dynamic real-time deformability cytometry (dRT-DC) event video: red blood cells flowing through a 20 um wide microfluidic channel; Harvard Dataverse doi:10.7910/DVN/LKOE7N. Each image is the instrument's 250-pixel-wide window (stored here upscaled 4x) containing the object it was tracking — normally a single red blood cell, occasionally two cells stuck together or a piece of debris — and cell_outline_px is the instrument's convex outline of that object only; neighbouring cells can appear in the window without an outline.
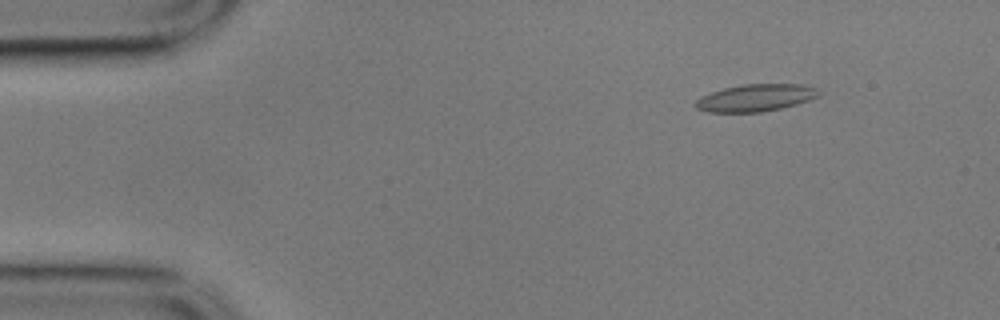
{"species": "common noctule bat (a hibernating species)", "species_latin": "Nyctalus noctula", "temperature_condition": "cold", "stored_images_in_passage": 49, "camera_frame_rate_fps": 3000, "um_per_image_px": 0.085, "animal": {"sex": "male", "body_mass_g": 17.9}, "frame": {"image": 1, "passage_image": 6, "time_ms": 1.667, "image_size_px": [1000, 320], "cell_outline_px": [[820, 96], [796, 104], [780, 108], [760, 112], [708, 112], [696, 108], [692, 104], [700, 96], [724, 88], [744, 84], [800, 84], [816, 88], [820, 92]], "centroid_in_image_um": [64.2, 8.31], "position_along_channel_um": 20.8, "area_um2": 19.48}}
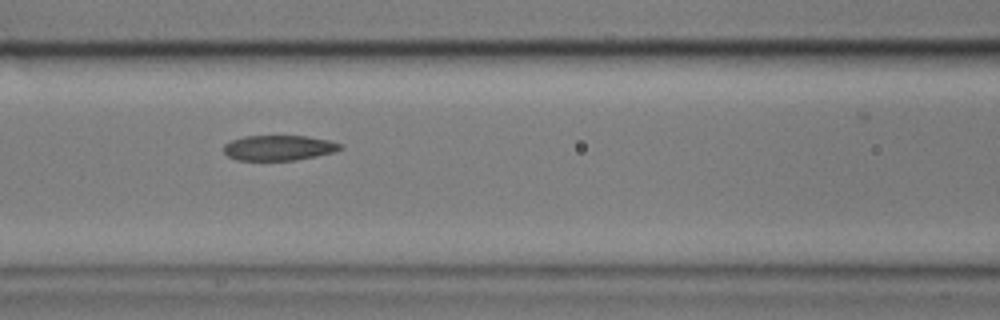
{"frame": {"image": 2, "passage_image": 23, "time_ms": 7.333, "image_size_px": [1000, 320], "cell_outline_px": [[344, 148], [332, 152], [316, 156], [296, 160], [236, 160], [228, 156], [224, 152], [224, 144], [232, 140], [244, 136], [308, 136], [328, 140], [344, 144]], "centroid_in_image_um": [23.71, 12.56], "position_along_channel_um": 142.9, "area_um2": 17.17}}
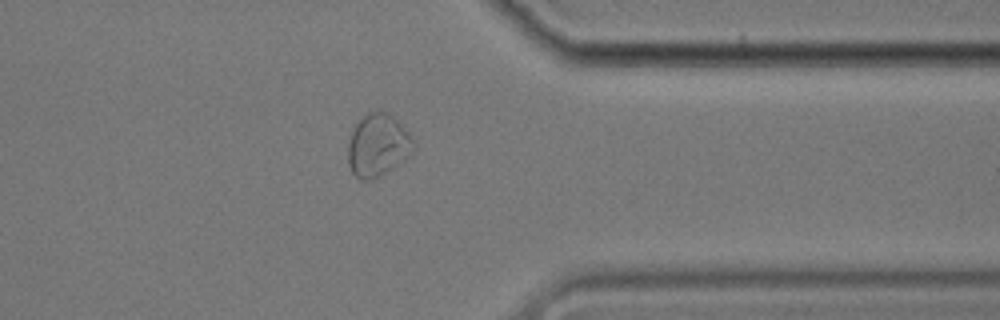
{"frame": {"image": 3, "passage_image": 44, "time_ms": 14.333, "image_size_px": [1000, 320], "cell_outline_px": [[416, 148], [404, 160], [380, 176], [368, 180], [360, 180], [352, 172], [348, 164], [348, 144], [352, 132], [356, 124], [368, 112], [380, 108], [392, 116], [412, 136], [416, 144]], "centroid_in_image_um": [32.13, 12.34], "position_along_channel_um": 379.3, "area_um2": 23.93}, "authors_computed_cell_mechanics": {"area_um2": 18.9584, "velocity_mm_per_s": 3.4922, "shape_relaxation_time_tau1_ms": null, "shape_relaxation_time_tau2_ms": 3.7055, "deformation_change_tau1": null, "deformation_change_tau2": 0.0802}}